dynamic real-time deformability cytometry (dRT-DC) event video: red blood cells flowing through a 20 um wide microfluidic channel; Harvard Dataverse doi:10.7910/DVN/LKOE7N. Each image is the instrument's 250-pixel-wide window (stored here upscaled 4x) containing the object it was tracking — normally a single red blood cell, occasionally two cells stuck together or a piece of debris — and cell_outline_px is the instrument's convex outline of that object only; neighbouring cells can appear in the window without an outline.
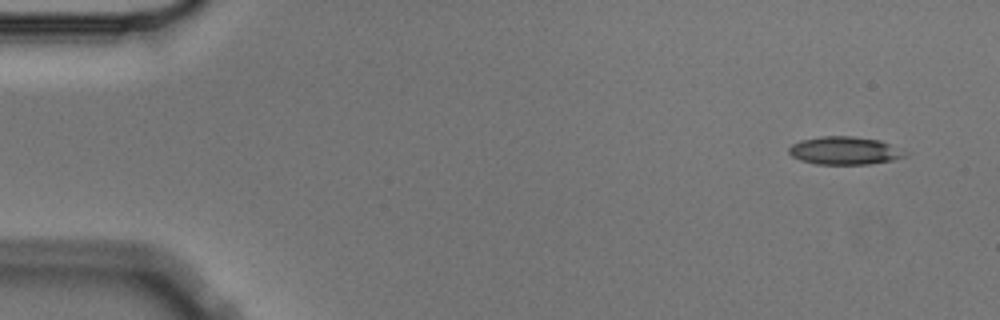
{"species": "Egyptian fruit bat (a non-hibernating species)", "species_latin": "Rousettus aegyptiacus", "temperature_condition": "cold", "stored_images_in_passage": 6, "camera_frame_rate_fps": 3000, "um_per_image_px": 0.085, "animal": {"sex": "male"}, "frame": {"image": 1, "passage_image": 1, "time_ms": 0.0, "image_size_px": [1000, 320], "cell_outline_px": [[908, 156], [892, 160], [868, 164], [816, 164], [800, 160], [792, 156], [788, 152], [788, 148], [792, 144], [800, 140], [820, 136], [852, 136], [880, 140], [888, 144]], "centroid_in_image_um": [71.7, 12.8], "position_along_channel_um": 13.3, "area_um2": 18.67}}
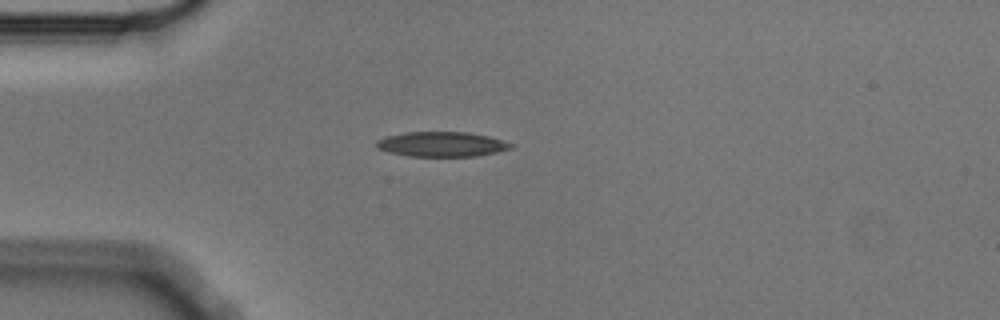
{"frame": {"image": 2, "passage_image": 4, "time_ms": 1.0, "image_size_px": [1000, 320], "cell_outline_px": [[516, 144], [512, 148], [496, 152], [476, 156], [408, 156], [388, 152], [376, 148], [376, 140], [384, 136], [404, 132], [468, 132], [488, 136]], "centroid_in_image_um": [37.52, 12.25], "position_along_channel_um": 47.5, "area_um2": 19.65}}
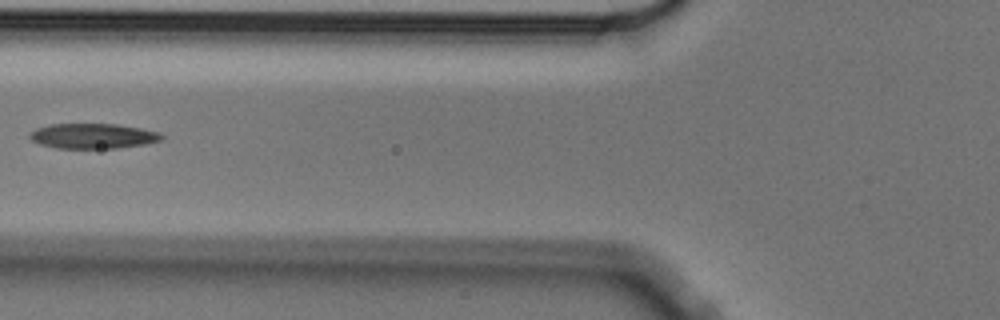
{"frame": {"image": 3, "passage_image": 6, "time_ms": 1.667, "image_size_px": [1000, 320], "cell_outline_px": [[164, 136], [160, 140], [144, 144], [116, 148], [56, 148], [40, 144], [32, 140], [28, 136], [36, 128], [52, 124], [116, 124], [140, 128], [160, 132]], "centroid_in_image_um": [7.9, 11.56], "position_along_channel_um": 117.9, "area_um2": 19.13}}